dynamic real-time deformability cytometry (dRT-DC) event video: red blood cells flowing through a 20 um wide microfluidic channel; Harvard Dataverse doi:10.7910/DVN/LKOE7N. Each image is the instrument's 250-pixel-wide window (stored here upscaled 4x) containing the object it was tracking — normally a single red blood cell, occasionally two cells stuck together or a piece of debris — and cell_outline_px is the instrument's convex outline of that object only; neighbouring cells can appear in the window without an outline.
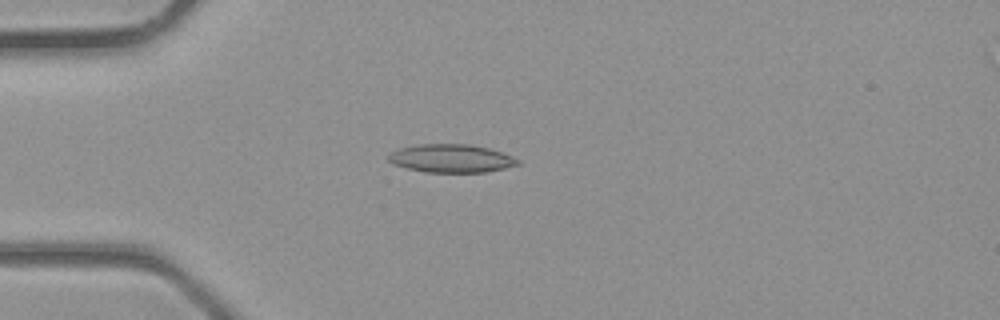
{"species": "common noctule bat (a hibernating species)", "species_latin": "Nyctalus noctula", "temperature_condition": "room temperature", "stored_images_in_passage": 38, "camera_frame_rate_fps": 3000, "um_per_image_px": 0.085, "animal": {"sex": "male", "body_mass_g": 23.1, "forearm_length_mm": 52.7}, "frame": {"image": 1, "passage_image": 10, "time_ms": 3.0, "image_size_px": [1000, 320], "cell_outline_px": [[520, 164], [504, 168], [484, 172], [424, 172], [392, 164], [388, 160], [388, 156], [392, 152], [400, 148], [420, 144], [468, 144], [488, 148], [512, 156], [520, 160]], "centroid_in_image_um": [38.35, 13.46], "position_along_channel_um": 46.7, "area_um2": 21.1}}
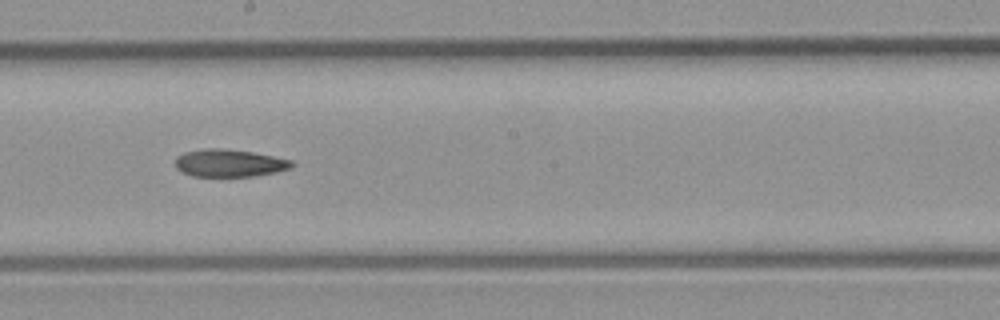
{"frame": {"image": 2, "passage_image": 21, "time_ms": 6.667, "image_size_px": [1000, 320], "cell_outline_px": [[296, 164], [292, 168], [276, 172], [256, 176], [192, 176], [180, 172], [176, 168], [176, 156], [184, 152], [204, 148], [220, 148], [252, 152], [292, 160]], "centroid_in_image_um": [19.49, 13.86], "position_along_channel_um": 228.7, "area_um2": 18.84}}
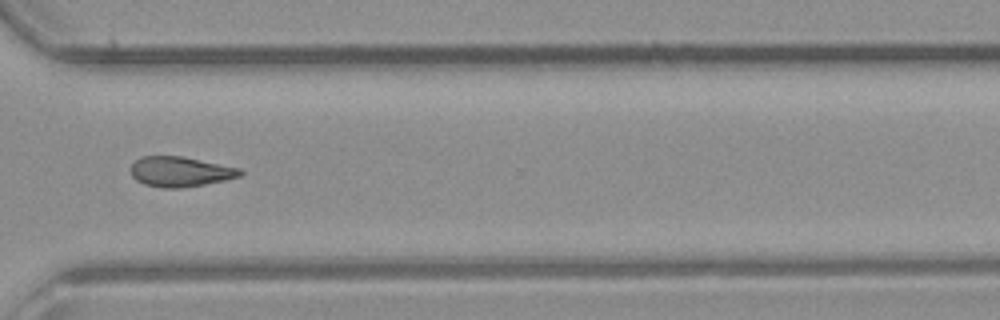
{"frame": {"image": 3, "passage_image": 28, "time_ms": 9.0, "image_size_px": [1000, 320], "cell_outline_px": [[244, 172], [240, 176], [224, 180], [204, 184], [180, 188], [164, 188], [144, 184], [136, 180], [132, 176], [132, 164], [140, 156], [184, 156], [240, 168]], "centroid_in_image_um": [15.33, 14.58], "position_along_channel_um": 355.3, "area_um2": 19.13}}